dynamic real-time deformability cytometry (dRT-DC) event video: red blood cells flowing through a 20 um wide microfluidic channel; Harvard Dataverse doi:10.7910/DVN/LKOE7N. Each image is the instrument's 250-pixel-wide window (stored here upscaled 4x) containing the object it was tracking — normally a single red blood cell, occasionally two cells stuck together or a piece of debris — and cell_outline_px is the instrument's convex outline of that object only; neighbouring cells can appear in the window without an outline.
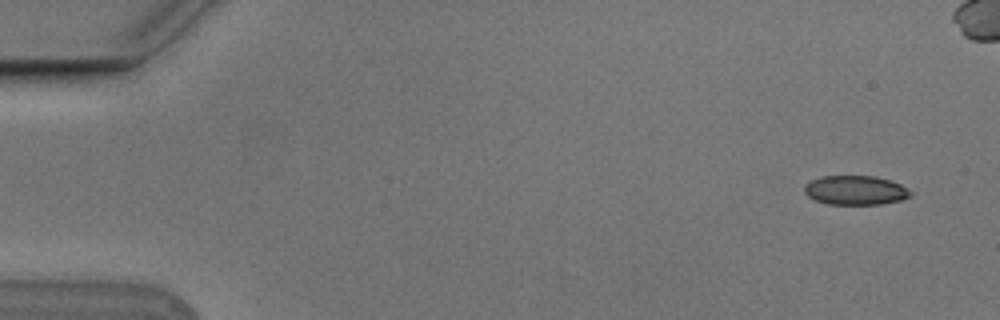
{"species": "Egyptian fruit bat (a non-hibernating species)", "species_latin": "Rousettus aegyptiacus", "temperature_condition": "cold", "stored_images_in_passage": 2, "camera_frame_rate_fps": 3000, "um_per_image_px": 0.085, "animal": {"sex": "male"}, "frame": {"image": 1, "passage_image": 2, "time_ms": 0.333, "image_size_px": [1000, 320], "cell_outline_px": [[912, 196], [900, 200], [880, 204], [828, 204], [816, 200], [808, 196], [804, 192], [804, 184], [820, 176], [876, 176], [900, 184], [908, 188], [912, 192]], "centroid_in_image_um": [72.71, 16.17], "position_along_channel_um": 12.3, "area_um2": 18.09}}